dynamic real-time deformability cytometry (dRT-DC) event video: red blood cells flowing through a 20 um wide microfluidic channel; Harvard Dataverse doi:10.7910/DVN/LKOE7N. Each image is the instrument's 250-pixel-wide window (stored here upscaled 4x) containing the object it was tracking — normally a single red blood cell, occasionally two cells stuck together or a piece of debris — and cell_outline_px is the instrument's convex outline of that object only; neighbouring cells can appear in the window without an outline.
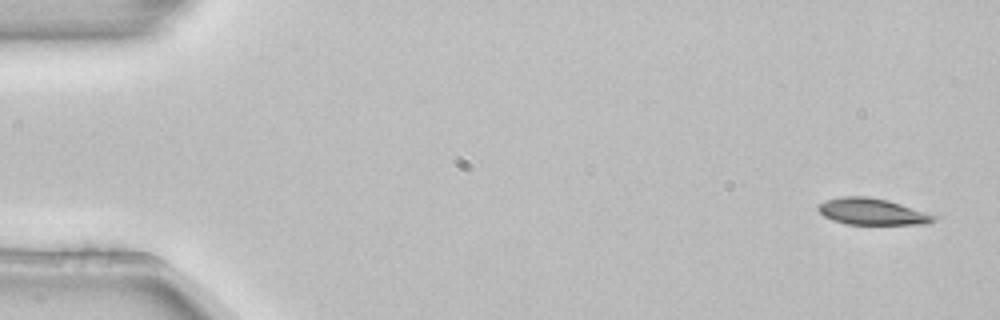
{"species": "common noctule bat (a hibernating species)", "species_latin": "Nyctalus noctula", "temperature_condition": "room temperature", "stored_images_in_passage": 5, "camera_frame_rate_fps": 3000, "um_per_image_px": 0.085, "animal": {"sex": "female", "body_mass_g": 22.7, "forearm_length_mm": 54.2}, "frame": {"image": 1, "passage_image": 1, "time_ms": 0.0, "image_size_px": [1000, 320], "cell_outline_px": [[940, 216], [936, 220], [928, 224], [844, 224], [832, 220], [824, 216], [816, 208], [820, 204], [828, 200], [840, 196], [868, 196], [888, 200]], "centroid_in_image_um": [74.17, 17.99], "position_along_channel_um": 10.8, "area_um2": 17.98}}
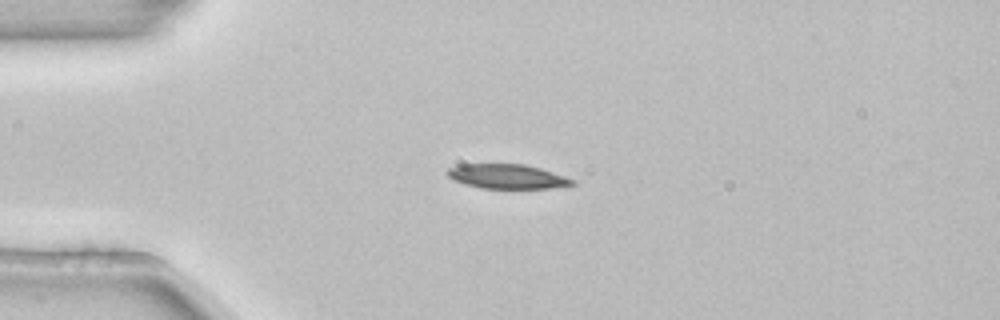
{"frame": {"image": 2, "passage_image": 4, "time_ms": 1.0, "image_size_px": [1000, 320], "cell_outline_px": [[576, 184], [548, 188], [480, 188], [464, 184], [452, 180], [444, 172], [448, 168], [460, 164], [524, 164], [540, 168], [576, 180]], "centroid_in_image_um": [43.06, 14.99], "position_along_channel_um": 41.9, "area_um2": 17.86}}